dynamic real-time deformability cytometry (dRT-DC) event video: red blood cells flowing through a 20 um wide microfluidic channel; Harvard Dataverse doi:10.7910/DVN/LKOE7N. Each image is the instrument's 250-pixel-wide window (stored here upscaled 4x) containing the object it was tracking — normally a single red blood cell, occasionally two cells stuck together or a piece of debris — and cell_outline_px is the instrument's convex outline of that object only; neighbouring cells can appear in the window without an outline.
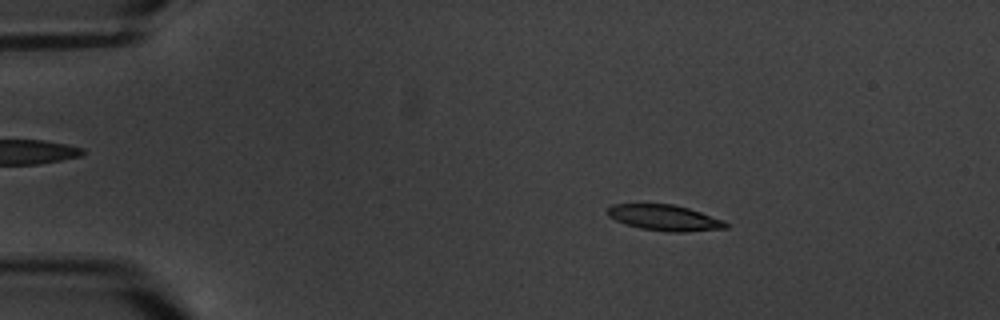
{"species": "common noctule bat (a hibernating species)", "species_latin": "Nyctalus noctula", "temperature_condition": "warm", "stored_images_in_passage": 5, "camera_frame_rate_fps": 3000, "um_per_image_px": 0.085, "animal": {"sex": "male", "body_mass_g": 20.1, "forearm_length_mm": 53.5}, "frame": {"image": 1, "passage_image": 3, "time_ms": 2.333, "image_size_px": [1000, 320], "cell_outline_px": [[728, 228], [684, 232], [668, 232], [640, 228], [624, 224], [608, 216], [604, 212], [612, 204], [672, 204], [688, 208], [724, 220], [728, 224]], "centroid_in_image_um": [56.46, 18.51], "position_along_channel_um": 28.5, "area_um2": 17.86}}